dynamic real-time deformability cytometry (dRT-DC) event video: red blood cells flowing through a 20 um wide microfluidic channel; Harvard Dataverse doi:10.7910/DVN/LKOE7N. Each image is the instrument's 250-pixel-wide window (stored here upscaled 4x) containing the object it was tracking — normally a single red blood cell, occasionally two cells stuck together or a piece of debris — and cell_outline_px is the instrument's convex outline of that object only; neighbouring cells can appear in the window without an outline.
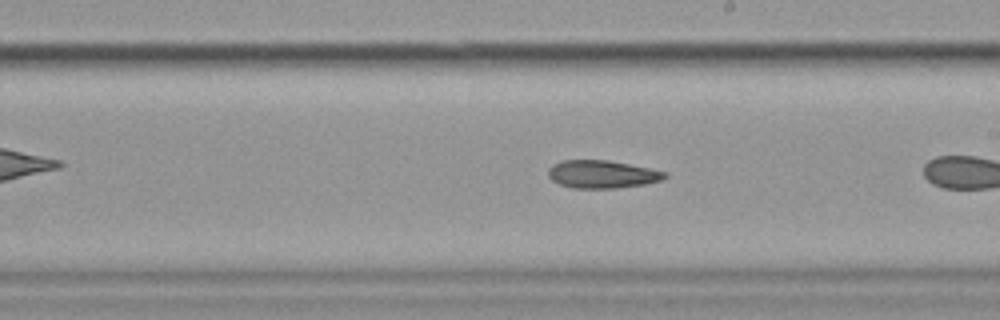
{"species": "common noctule bat (a hibernating species)", "species_latin": "Nyctalus noctula", "temperature_condition": "cold", "stored_images_in_passage": 42, "camera_frame_rate_fps": 3000, "um_per_image_px": 0.085, "animal": {"sex": "female", "body_mass_g": 19.9}, "frame": {"image": 1, "passage_image": 30, "time_ms": 9.667, "image_size_px": [1000, 320], "cell_outline_px": [[668, 176], [664, 180], [644, 184], [616, 188], [572, 188], [560, 184], [552, 180], [548, 176], [548, 168], [552, 164], [564, 160], [608, 160], [668, 172]], "centroid_in_image_um": [51.18, 14.81], "position_along_channel_um": 237.8, "area_um2": 18.96}}